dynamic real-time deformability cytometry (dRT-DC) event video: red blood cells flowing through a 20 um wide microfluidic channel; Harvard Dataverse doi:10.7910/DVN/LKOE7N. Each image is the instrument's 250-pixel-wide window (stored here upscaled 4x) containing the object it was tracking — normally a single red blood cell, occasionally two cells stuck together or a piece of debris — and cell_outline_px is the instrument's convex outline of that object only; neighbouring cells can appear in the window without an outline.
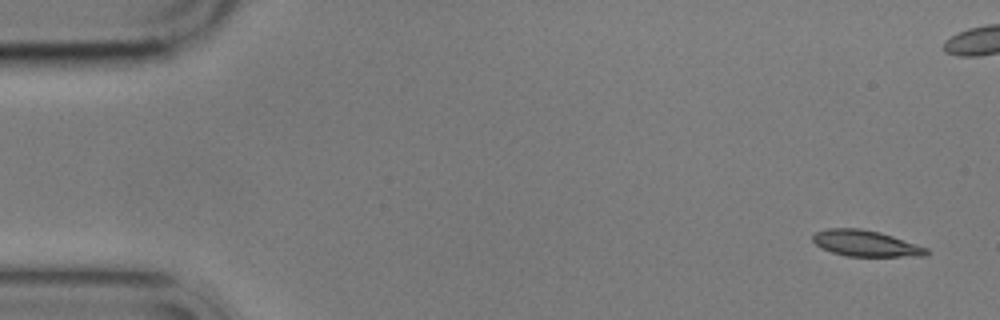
{"species": "common noctule bat (a hibernating species)", "species_latin": "Nyctalus noctula", "temperature_condition": "cold", "stored_images_in_passage": 5, "camera_frame_rate_fps": 3000, "um_per_image_px": 0.085, "animal": {"sex": "male", "body_mass_g": 17.9}, "frame": {"image": 1, "passage_image": 1, "time_ms": 0.0, "image_size_px": [1000, 320], "cell_outline_px": [[928, 256], [848, 256], [832, 252], [820, 248], [812, 240], [812, 236], [816, 232], [828, 228], [860, 228], [880, 232], [928, 248]], "centroid_in_image_um": [73.57, 20.69], "position_along_channel_um": 11.4, "area_um2": 17.22}}